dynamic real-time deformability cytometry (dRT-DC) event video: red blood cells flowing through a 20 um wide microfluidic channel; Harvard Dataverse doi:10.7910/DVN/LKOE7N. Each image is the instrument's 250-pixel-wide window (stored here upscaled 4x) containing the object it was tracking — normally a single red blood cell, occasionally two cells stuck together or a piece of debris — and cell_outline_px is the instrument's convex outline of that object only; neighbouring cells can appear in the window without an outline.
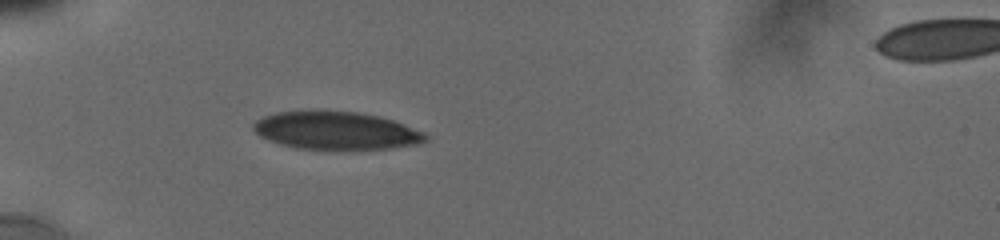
{"species": "human", "species_latin": "Homo sapiens", "temperature_condition": "cold", "stored_images_in_passage": 1, "camera_frame_rate_fps": 3000, "um_per_image_px": 0.085, "donor": {"sex": "male"}, "frame": {"image": 1, "passage_image": 1, "time_ms": 0.0, "image_size_px": [1000, 240], "cell_outline_px": [[428, 140], [416, 144], [388, 148], [296, 148], [280, 144], [268, 140], [260, 136], [252, 128], [252, 124], [256, 120], [264, 116], [276, 112], [312, 108], [316, 108], [356, 112], [380, 116], [404, 124], [424, 132], [428, 136]], "centroid_in_image_um": [28.5, 11.04], "position_along_channel_um": 56.5, "area_um2": 38.32}}